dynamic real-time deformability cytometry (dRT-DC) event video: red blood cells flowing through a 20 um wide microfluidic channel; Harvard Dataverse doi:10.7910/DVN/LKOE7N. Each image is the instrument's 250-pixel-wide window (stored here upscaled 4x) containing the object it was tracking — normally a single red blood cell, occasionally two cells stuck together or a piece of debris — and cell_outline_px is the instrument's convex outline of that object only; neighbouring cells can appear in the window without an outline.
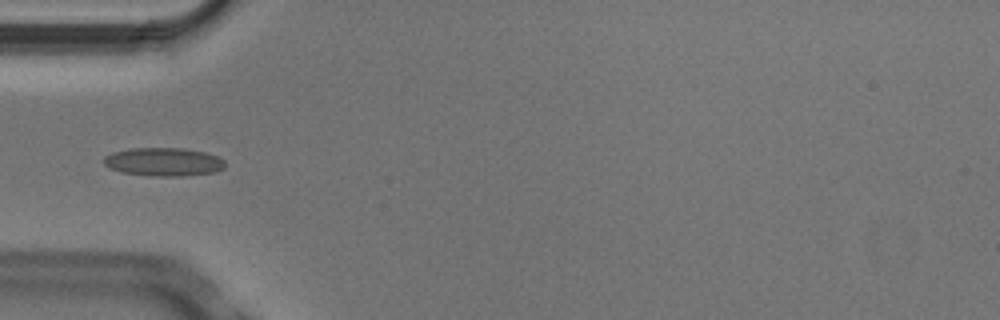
{"species": "Egyptian fruit bat (a non-hibernating species)", "species_latin": "Rousettus aegyptiacus", "temperature_condition": "cold", "stored_images_in_passage": 4, "camera_frame_rate_fps": 3000, "um_per_image_px": 0.085, "animal": {"sex": "male"}, "frame": {"image": 1, "passage_image": 4, "time_ms": 1.0, "image_size_px": [1000, 320], "cell_outline_px": [[224, 168], [216, 172], [184, 176], [156, 176], [120, 172], [108, 168], [104, 164], [104, 156], [112, 152], [132, 148], [184, 148], [204, 152], [216, 156], [224, 160]], "centroid_in_image_um": [13.89, 13.76], "position_along_channel_um": 71.1, "area_um2": 20.11}}